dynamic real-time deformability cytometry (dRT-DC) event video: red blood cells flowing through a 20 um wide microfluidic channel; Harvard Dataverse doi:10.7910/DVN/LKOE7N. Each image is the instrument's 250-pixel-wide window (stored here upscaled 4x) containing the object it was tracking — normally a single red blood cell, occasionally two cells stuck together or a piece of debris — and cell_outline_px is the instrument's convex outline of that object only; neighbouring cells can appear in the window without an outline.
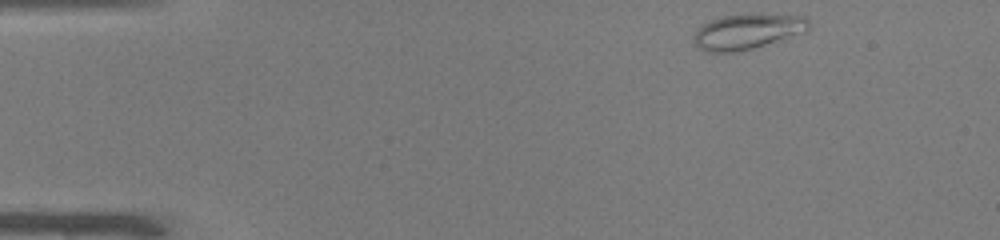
{"species": "common noctule bat (a hibernating species)", "species_latin": "Nyctalus noctula", "temperature_condition": "warm", "stored_images_in_passage": 44, "camera_frame_rate_fps": 3000, "um_per_image_px": 0.085, "animal": {"sex": "male", "body_mass_g": 19.0, "forearm_length_mm": 50.8}, "frame": {"image": 1, "passage_image": 1, "time_ms": 0.0, "image_size_px": [1000, 240], "cell_outline_px": [[808, 28], [804, 32], [752, 48], [736, 52], [704, 52], [692, 40], [696, 32], [708, 20], [720, 16], [748, 12], [808, 16]], "centroid_in_image_um": [63.51, 2.63], "position_along_channel_um": 21.5, "area_um2": 23.93}}
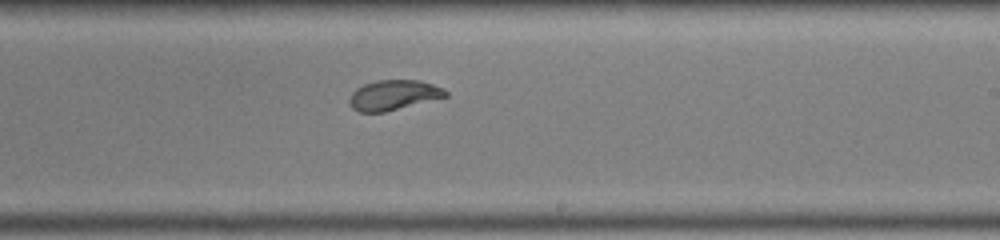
{"frame": {"image": 2, "passage_image": 25, "time_ms": 8.0, "image_size_px": [1000, 240], "cell_outline_px": [[448, 96], [384, 112], [360, 112], [352, 108], [348, 104], [348, 100], [352, 92], [356, 88], [364, 84], [376, 80], [420, 80], [444, 88], [448, 92]], "centroid_in_image_um": [33.43, 8.07], "position_along_channel_um": 255.6, "area_um2": 16.88}}
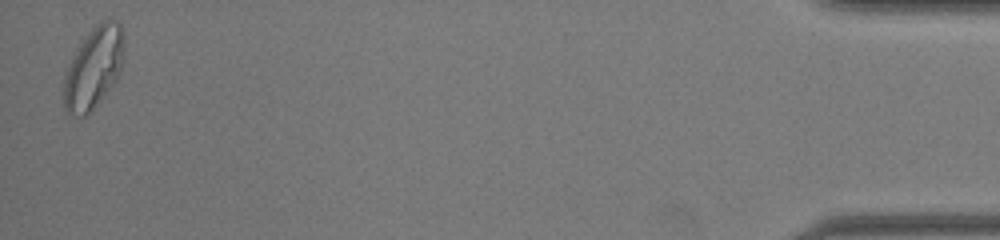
{"frame": {"image": 3, "passage_image": 44, "time_ms": 14.333, "image_size_px": [1000, 240], "cell_outline_px": [[124, 56], [116, 80], [88, 116], [72, 116], [64, 108], [64, 72], [80, 40], [100, 20], [120, 20], [124, 32]], "centroid_in_image_um": [7.96, 5.72], "position_along_channel_um": 427.2, "area_um2": 29.19}, "authors_computed_cell_mechanics": {"area_um2": 19.1607, "velocity_mm_per_s": 4.0644, "shape_relaxation_time_tau1_ms": 6.9511, "shape_relaxation_time_tau2_ms": null, "deformation_change_tau1": 0.2356, "deformation_change_tau2": null}}